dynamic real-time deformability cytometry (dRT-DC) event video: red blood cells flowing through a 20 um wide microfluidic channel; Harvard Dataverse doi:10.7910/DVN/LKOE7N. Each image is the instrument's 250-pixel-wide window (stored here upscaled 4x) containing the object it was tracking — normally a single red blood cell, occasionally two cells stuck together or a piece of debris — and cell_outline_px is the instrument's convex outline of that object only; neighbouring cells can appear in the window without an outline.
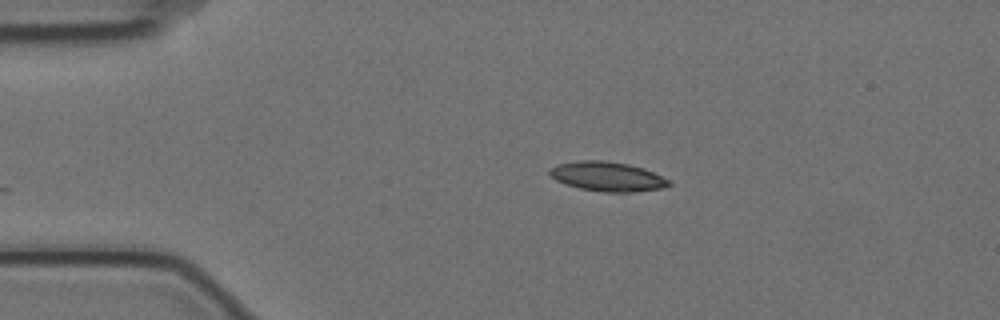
{"species": "Egyptian fruit bat (a non-hibernating species)", "species_latin": "Rousettus aegyptiacus", "temperature_condition": "cold", "stored_images_in_passage": 2, "camera_frame_rate_fps": 3000, "um_per_image_px": 0.085, "animal": {"sex": "female"}, "frame": {"image": 1, "passage_image": 2, "time_ms": 0.333, "image_size_px": [1000, 320], "cell_outline_px": [[672, 184], [664, 188], [632, 192], [604, 192], [580, 188], [564, 184], [548, 176], [548, 168], [556, 164], [580, 160], [604, 160], [628, 164], [644, 168], [668, 180]], "centroid_in_image_um": [51.56, 15.0], "position_along_channel_um": 33.4, "area_um2": 20.63}}